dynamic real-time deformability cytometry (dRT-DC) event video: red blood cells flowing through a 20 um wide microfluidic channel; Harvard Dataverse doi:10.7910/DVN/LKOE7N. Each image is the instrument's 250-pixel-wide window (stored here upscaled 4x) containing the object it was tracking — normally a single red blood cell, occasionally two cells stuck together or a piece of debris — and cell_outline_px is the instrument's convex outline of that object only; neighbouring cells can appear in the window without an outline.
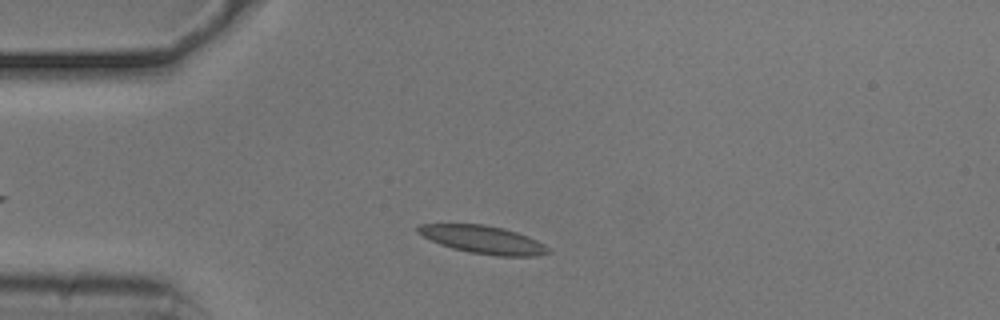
{"species": "common noctule bat (a hibernating species)", "species_latin": "Nyctalus noctula", "temperature_condition": "cold", "stored_images_in_passage": 43, "camera_frame_rate_fps": 3000, "um_per_image_px": 0.085, "animal": {"sex": "male", "body_mass_g": 20.5, "forearm_length_mm": 52.5}, "frame": {"image": 1, "passage_image": 7, "time_ms": 2.0, "image_size_px": [1000, 320], "cell_outline_px": [[552, 252], [536, 256], [500, 256], [468, 252], [452, 248], [440, 244], [416, 232], [416, 228], [420, 224], [484, 224], [504, 228], [528, 236], [544, 244]], "centroid_in_image_um": [41.07, 20.37], "position_along_channel_um": 43.9, "area_um2": 21.1}}
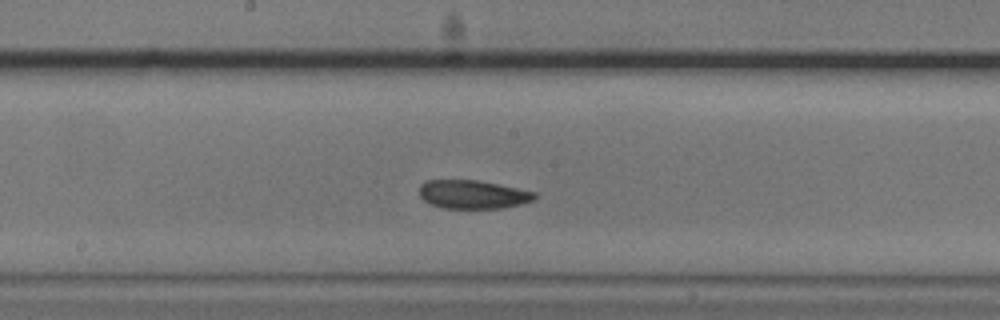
{"frame": {"image": 2, "passage_image": 22, "time_ms": 7.0, "image_size_px": [1000, 320], "cell_outline_px": [[536, 200], [504, 208], [440, 208], [424, 200], [420, 196], [420, 184], [424, 180], [476, 180], [536, 192]], "centroid_in_image_um": [40.18, 16.53], "position_along_channel_um": 208.0, "area_um2": 19.13}}
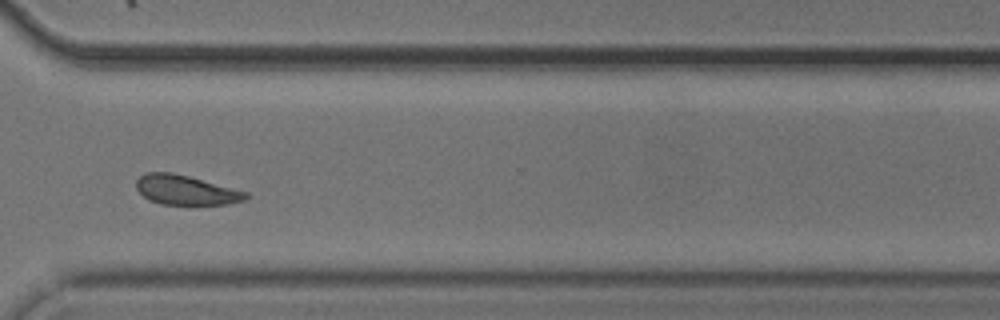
{"frame": {"image": 3, "passage_image": 34, "time_ms": 11.0, "image_size_px": [1000, 320], "cell_outline_px": [[248, 196], [244, 200], [228, 204], [160, 204], [144, 196], [136, 188], [136, 180], [144, 172], [172, 172], [188, 176], [248, 192]], "centroid_in_image_um": [15.78, 16.14], "position_along_channel_um": 354.8, "area_um2": 18.67}, "authors_computed_cell_mechanics": {"area_um2": 19.8254, "velocity_mm_per_s": 3.6761, "shape_relaxation_time_tau1_ms": null, "shape_relaxation_time_tau2_ms": 5.0131, "deformation_change_tau1": null, "deformation_change_tau2": 0.0964}}